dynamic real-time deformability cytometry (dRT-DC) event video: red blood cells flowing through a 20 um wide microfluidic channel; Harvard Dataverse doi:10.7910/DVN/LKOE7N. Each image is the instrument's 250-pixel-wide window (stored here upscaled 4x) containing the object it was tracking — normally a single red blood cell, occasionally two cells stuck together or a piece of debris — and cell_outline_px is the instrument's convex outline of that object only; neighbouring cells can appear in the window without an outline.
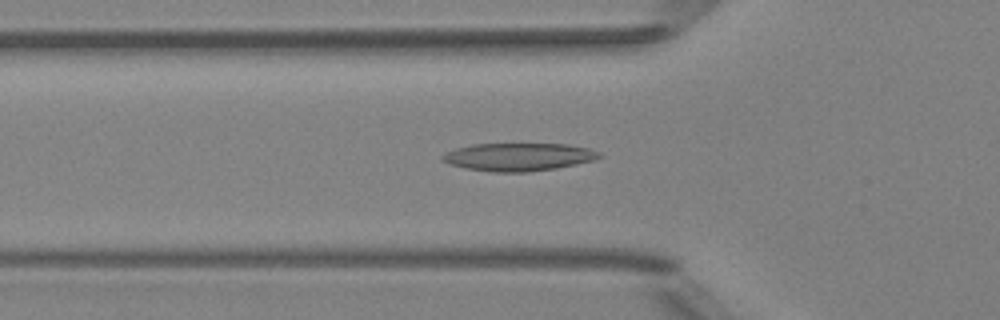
{"species": "Egyptian fruit bat (a non-hibernating species)", "species_latin": "Rousettus aegyptiacus", "temperature_condition": "room temperature", "stored_images_in_passage": 41, "camera_frame_rate_fps": 3000, "um_per_image_px": 0.085, "animal": {"sex": "female"}, "frame": {"image": 1, "passage_image": 12, "time_ms": 3.667, "image_size_px": [1000, 320], "cell_outline_px": [[604, 156], [596, 160], [556, 168], [528, 172], [492, 172], [468, 168], [452, 164], [440, 160], [440, 156], [456, 148], [472, 144], [568, 144], [588, 148], [600, 152]], "centroid_in_image_um": [44.12, 13.33], "position_along_channel_um": 81.7, "area_um2": 25.49}}
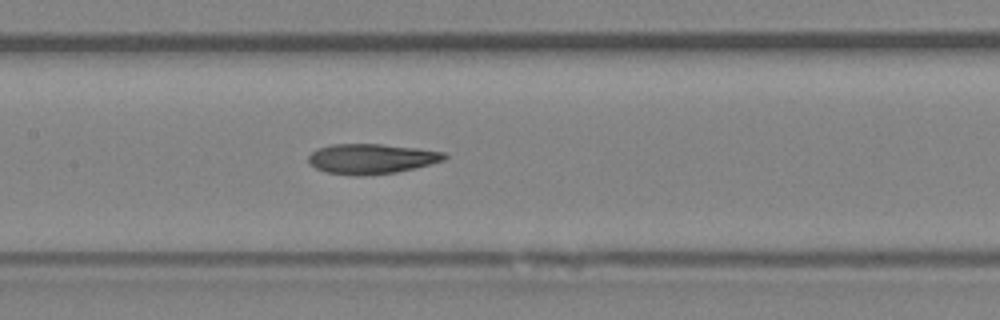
{"frame": {"image": 2, "passage_image": 19, "time_ms": 6.0, "image_size_px": [1000, 320], "cell_outline_px": [[448, 156], [444, 160], [396, 172], [356, 176], [328, 172], [316, 168], [308, 164], [308, 156], [316, 148], [332, 144], [380, 144], [416, 148], [444, 152]], "centroid_in_image_um": [31.52, 13.49], "position_along_channel_um": 175.9, "area_um2": 23.58}}
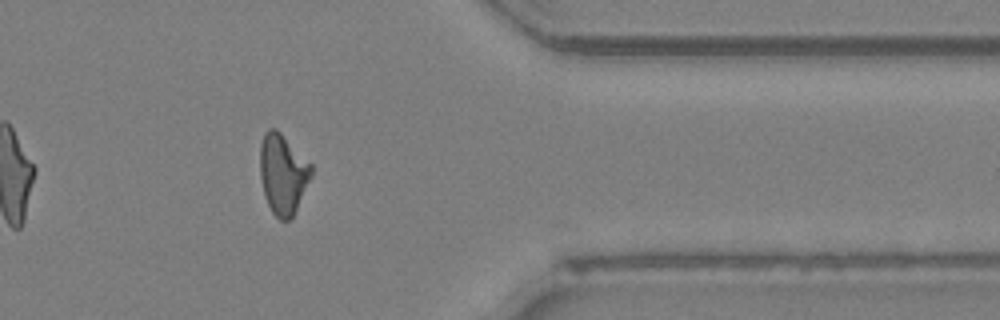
{"frame": {"image": 3, "passage_image": 36, "time_ms": 11.667, "image_size_px": [1000, 320], "cell_outline_px": [[312, 176], [292, 216], [288, 220], [280, 220], [272, 212], [268, 204], [264, 192], [260, 176], [260, 144], [264, 132], [268, 128], [276, 128], [312, 164]], "centroid_in_image_um": [24.04, 14.75], "position_along_channel_um": 387.4, "area_um2": 23.76}, "authors_computed_cell_mechanics": {"area_um2": 23.7558, "velocity_mm_per_s": 4.0288, "shape_relaxation_time_tau1_ms": 9.0681, "shape_relaxation_time_tau2_ms": 2.4212, "deformation_change_tau1": 0.2393, "deformation_change_tau2": 0.0784}}